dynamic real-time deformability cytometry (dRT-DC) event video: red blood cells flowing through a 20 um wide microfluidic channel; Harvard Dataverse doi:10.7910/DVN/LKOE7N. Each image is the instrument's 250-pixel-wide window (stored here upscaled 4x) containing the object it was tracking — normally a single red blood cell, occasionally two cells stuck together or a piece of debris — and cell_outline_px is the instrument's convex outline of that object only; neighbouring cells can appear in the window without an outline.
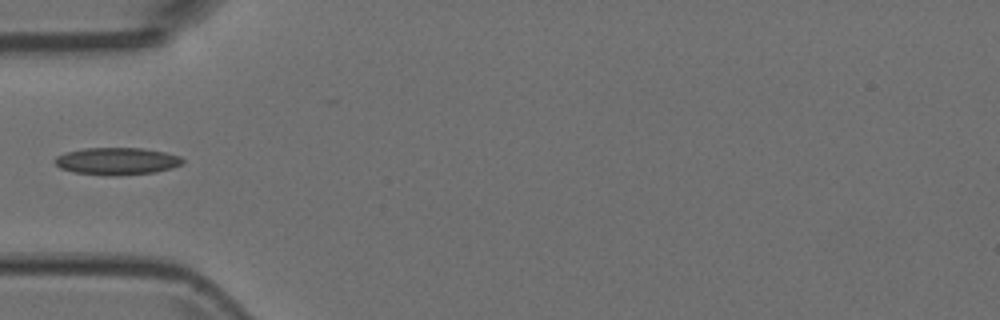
{"species": "Egyptian fruit bat (a non-hibernating species)", "species_latin": "Rousettus aegyptiacus", "temperature_condition": "room temperature", "stored_images_in_passage": 6, "camera_frame_rate_fps": 3000, "um_per_image_px": 0.085, "animal": {"sex": "female"}, "frame": {"image": 1, "passage_image": 5, "time_ms": 1.333, "image_size_px": [1000, 320], "cell_outline_px": [[184, 164], [172, 168], [156, 172], [116, 176], [108, 176], [72, 172], [60, 168], [52, 160], [56, 156], [64, 152], [84, 148], [140, 148], [164, 152], [180, 156], [184, 160]], "centroid_in_image_um": [9.91, 13.71], "position_along_channel_um": 75.1, "area_um2": 20.58}}
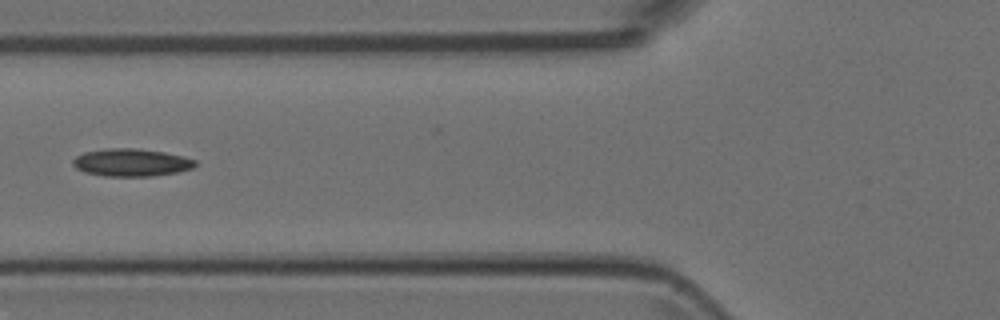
{"frame": {"image": 2, "passage_image": 6, "time_ms": 1.667, "image_size_px": [1000, 320], "cell_outline_px": [[196, 164], [192, 168], [176, 172], [152, 176], [104, 176], [84, 172], [76, 168], [72, 164], [72, 160], [76, 156], [84, 152], [108, 148], [136, 148], [164, 152], [184, 156], [196, 160]], "centroid_in_image_um": [11.14, 13.81], "position_along_channel_um": 114.7, "area_um2": 19.71}}